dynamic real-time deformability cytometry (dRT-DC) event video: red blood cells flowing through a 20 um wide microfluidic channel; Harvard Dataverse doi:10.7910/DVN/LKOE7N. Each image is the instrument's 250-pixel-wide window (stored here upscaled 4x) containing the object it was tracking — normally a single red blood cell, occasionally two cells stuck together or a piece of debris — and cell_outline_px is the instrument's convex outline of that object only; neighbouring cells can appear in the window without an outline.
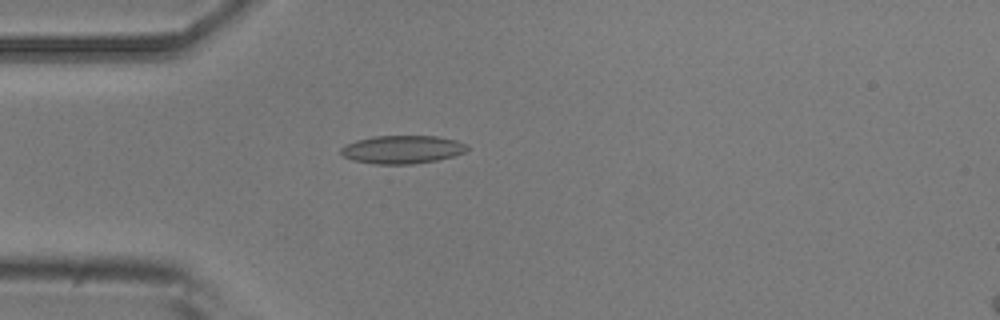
{"species": "common noctule bat (a hibernating species)", "species_latin": "Nyctalus noctula", "temperature_condition": "room temperature", "stored_images_in_passage": 37, "camera_frame_rate_fps": 3000, "um_per_image_px": 0.085, "animal": {"sex": "male", "body_mass_g": 20.5, "forearm_length_mm": 52.5}, "frame": {"image": 1, "passage_image": 10, "time_ms": 3.0, "image_size_px": [1000, 320], "cell_outline_px": [[468, 148], [464, 152], [456, 156], [436, 160], [412, 164], [372, 164], [352, 160], [344, 156], [340, 152], [340, 148], [344, 144], [356, 140], [372, 136], [436, 136], [456, 140], [468, 144]], "centroid_in_image_um": [34.18, 12.7], "position_along_channel_um": 50.8, "area_um2": 20.92}}
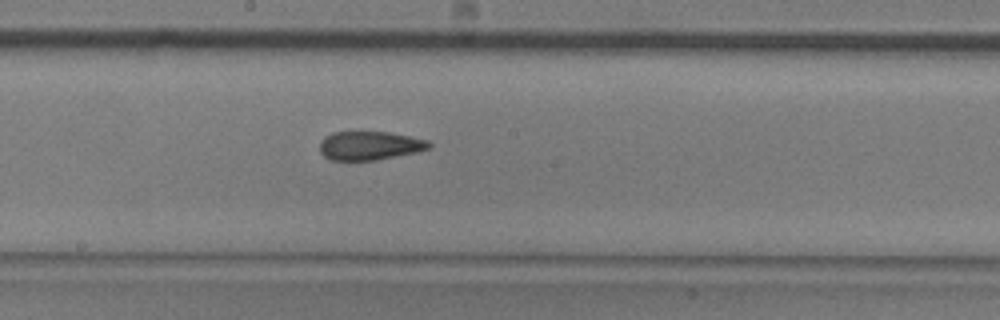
{"frame": {"image": 2, "passage_image": 24, "time_ms": 7.667, "image_size_px": [1000, 320], "cell_outline_px": [[432, 148], [416, 152], [376, 160], [328, 160], [320, 152], [320, 140], [324, 136], [332, 132], [388, 132], [428, 140], [432, 144]], "centroid_in_image_um": [31.41, 12.38], "position_along_channel_um": 216.8, "area_um2": 18.38}}
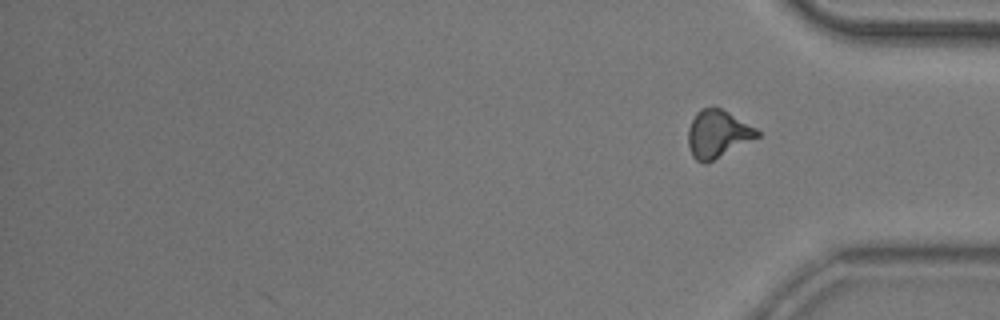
{"frame": {"image": 3, "passage_image": 37, "time_ms": 12.0, "image_size_px": [1000, 320], "cell_outline_px": [[760, 136], [704, 164], [696, 160], [692, 156], [688, 144], [688, 128], [696, 112], [700, 108], [720, 108], [728, 112], [756, 128], [760, 132]], "centroid_in_image_um": [60.98, 11.38], "position_along_channel_um": 374.2, "area_um2": 18.84}, "authors_computed_cell_mechanics": {"area_um2": 19.1896, "velocity_mm_per_s": 3.715, "shape_relaxation_time_tau1_ms": 6.8963, "shape_relaxation_time_tau2_ms": 1.6864, "deformation_change_tau1": 0.1739, "deformation_change_tau2": 0.0864}}